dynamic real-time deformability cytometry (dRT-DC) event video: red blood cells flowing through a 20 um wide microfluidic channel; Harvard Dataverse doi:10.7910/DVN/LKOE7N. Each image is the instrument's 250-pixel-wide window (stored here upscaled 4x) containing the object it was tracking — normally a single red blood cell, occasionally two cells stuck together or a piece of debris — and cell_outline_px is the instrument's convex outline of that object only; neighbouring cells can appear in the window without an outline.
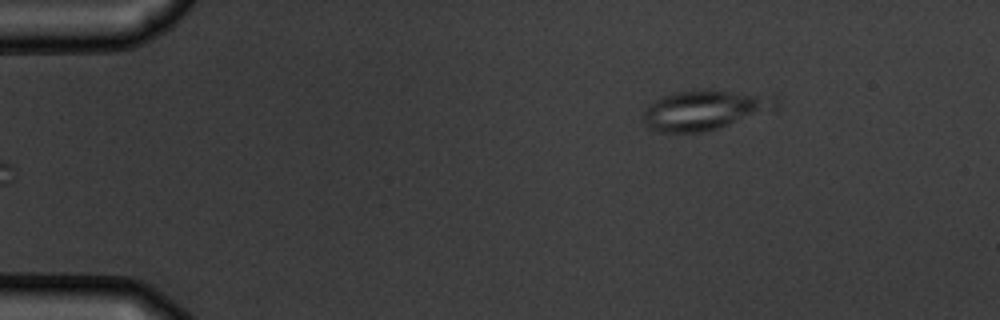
{"species": "common noctule bat (a hibernating species)", "species_latin": "Nyctalus noctula", "temperature_condition": "warm", "stored_images_in_passage": 5, "camera_frame_rate_fps": 3000, "um_per_image_px": 0.085, "animal": {"sex": "male", "body_mass_g": 19.5, "forearm_length_mm": 54.6}, "frame": {"image": 1, "passage_image": 5, "time_ms": 4.667, "image_size_px": [1000, 320], "cell_outline_px": [[776, 108], [704, 132], [656, 132], [648, 128], [644, 120], [644, 108], [656, 100], [664, 96], [676, 92], [704, 88], [712, 88], [776, 92]], "centroid_in_image_um": [59.98, 9.28], "position_along_channel_um": 25.0, "area_um2": 31.56}}